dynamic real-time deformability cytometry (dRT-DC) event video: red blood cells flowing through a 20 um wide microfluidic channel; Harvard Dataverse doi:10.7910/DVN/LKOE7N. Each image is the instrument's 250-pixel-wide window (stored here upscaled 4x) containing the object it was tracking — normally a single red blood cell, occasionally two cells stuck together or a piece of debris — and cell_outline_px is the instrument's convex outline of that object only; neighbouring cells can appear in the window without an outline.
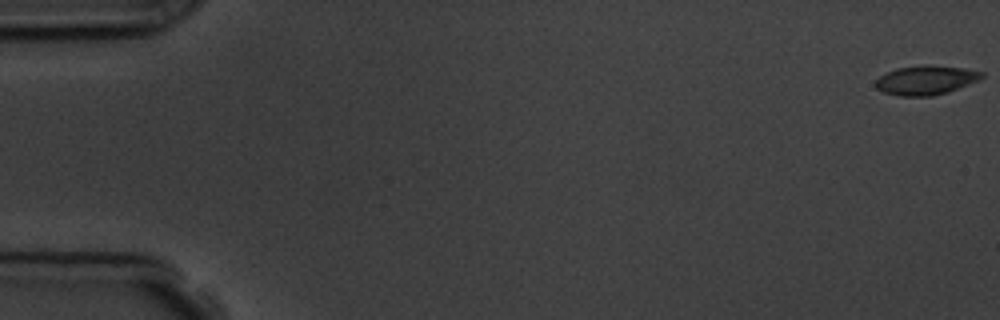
{"species": "common noctule bat (a hibernating species)", "species_latin": "Nyctalus noctula", "temperature_condition": "room temperature", "stored_images_in_passage": 5, "camera_frame_rate_fps": 3000, "um_per_image_px": 0.085, "animal": {"sex": "male", "body_mass_g": 19.5, "forearm_length_mm": 54.6}, "frame": {"image": 1, "passage_image": 1, "time_ms": 0.0, "image_size_px": [1000, 320], "cell_outline_px": [[984, 76], [980, 80], [948, 92], [932, 96], [900, 96], [884, 92], [876, 88], [876, 80], [880, 76], [896, 68], [928, 64], [964, 68], [984, 72]], "centroid_in_image_um": [78.73, 6.81], "position_along_channel_um": 6.3, "area_um2": 18.15}}